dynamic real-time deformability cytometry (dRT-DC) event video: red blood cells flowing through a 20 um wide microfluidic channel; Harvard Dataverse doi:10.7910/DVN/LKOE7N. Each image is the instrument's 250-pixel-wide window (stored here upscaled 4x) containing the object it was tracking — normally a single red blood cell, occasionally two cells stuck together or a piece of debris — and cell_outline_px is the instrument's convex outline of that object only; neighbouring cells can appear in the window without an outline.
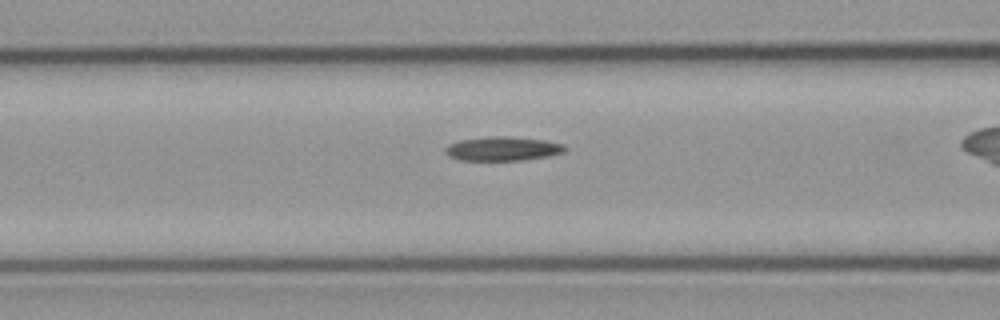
{"species": "common noctule bat (a hibernating species)", "species_latin": "Nyctalus noctula", "temperature_condition": "cold", "stored_images_in_passage": 40, "camera_frame_rate_fps": 3000, "um_per_image_px": 0.085, "animal": {"sex": "male", "body_mass_g": 23.1, "forearm_length_mm": 52.7}, "frame": {"image": 1, "passage_image": 19, "time_ms": 6.0, "image_size_px": [1000, 320], "cell_outline_px": [[568, 148], [564, 152], [548, 156], [520, 160], [460, 160], [448, 156], [444, 152], [444, 148], [448, 144], [460, 140], [492, 136], [508, 136], [544, 140], [564, 144]], "centroid_in_image_um": [42.71, 12.64], "position_along_channel_um": 123.9, "area_um2": 16.82}}
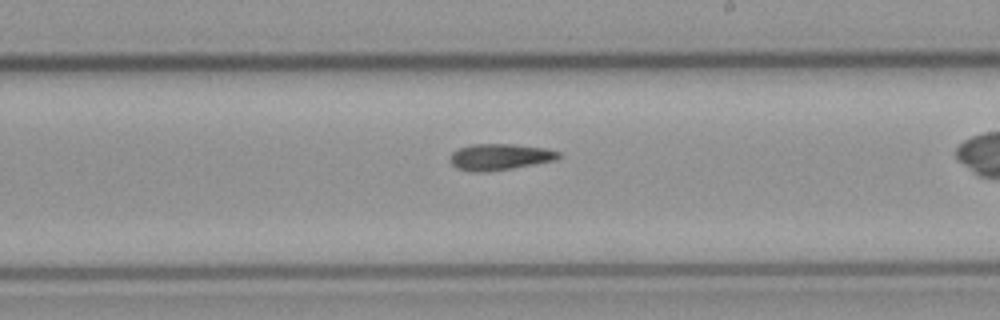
{"frame": {"image": 2, "passage_image": 29, "time_ms": 9.333, "image_size_px": [1000, 320], "cell_outline_px": [[560, 156], [556, 160], [512, 168], [484, 172], [472, 172], [456, 168], [448, 160], [448, 156], [452, 152], [460, 148], [472, 144], [512, 144], [548, 148], [560, 152]], "centroid_in_image_um": [42.45, 13.33], "position_along_channel_um": 246.5, "area_um2": 16.76}}
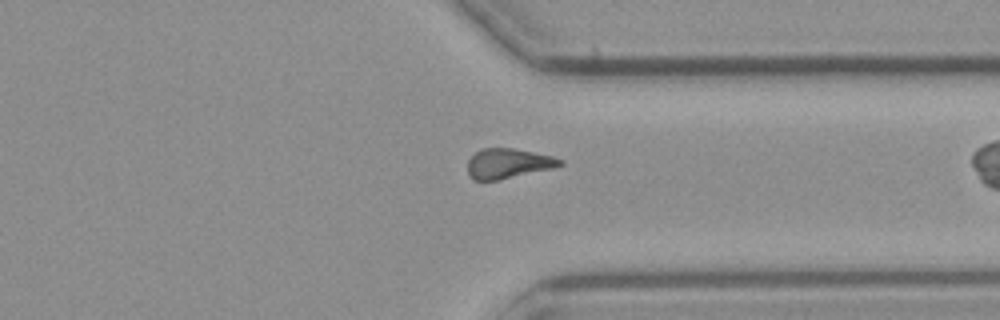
{"frame": {"image": 3, "passage_image": 39, "time_ms": 12.667, "image_size_px": [1000, 320], "cell_outline_px": [[564, 164], [552, 168], [500, 180], [472, 180], [468, 172], [468, 160], [480, 148], [512, 148], [552, 156], [564, 160]], "centroid_in_image_um": [43.18, 13.9], "position_along_channel_um": 368.2, "area_um2": 16.07}}